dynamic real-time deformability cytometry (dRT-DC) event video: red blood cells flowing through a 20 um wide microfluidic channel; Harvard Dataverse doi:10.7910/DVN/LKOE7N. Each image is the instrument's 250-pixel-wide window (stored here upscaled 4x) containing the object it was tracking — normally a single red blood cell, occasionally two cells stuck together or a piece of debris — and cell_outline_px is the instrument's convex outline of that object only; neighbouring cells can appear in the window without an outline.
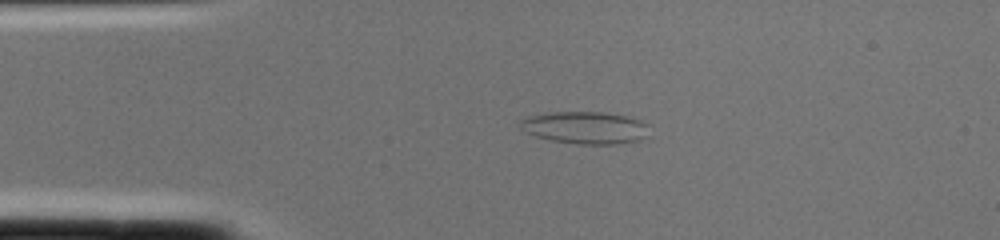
{"species": "common noctule bat (a hibernating species)", "species_latin": "Nyctalus noctula", "temperature_condition": "cold", "stored_images_in_passage": 1, "camera_frame_rate_fps": 3000, "um_per_image_px": 0.085, "animal": {"sex": "female", "body_mass_g": 22.0, "forearm_length_mm": 56.7}, "frame": {"image": 1, "passage_image": 1, "time_ms": 0.0, "image_size_px": [1000, 240], "cell_outline_px": [[648, 136], [640, 140], [616, 144], [576, 144], [552, 140], [536, 136], [524, 132], [520, 128], [520, 120], [528, 116], [552, 112], [604, 112], [628, 116], [640, 120], [648, 124]], "centroid_in_image_um": [49.76, 10.85], "position_along_channel_um": 35.2, "area_um2": 24.45}}